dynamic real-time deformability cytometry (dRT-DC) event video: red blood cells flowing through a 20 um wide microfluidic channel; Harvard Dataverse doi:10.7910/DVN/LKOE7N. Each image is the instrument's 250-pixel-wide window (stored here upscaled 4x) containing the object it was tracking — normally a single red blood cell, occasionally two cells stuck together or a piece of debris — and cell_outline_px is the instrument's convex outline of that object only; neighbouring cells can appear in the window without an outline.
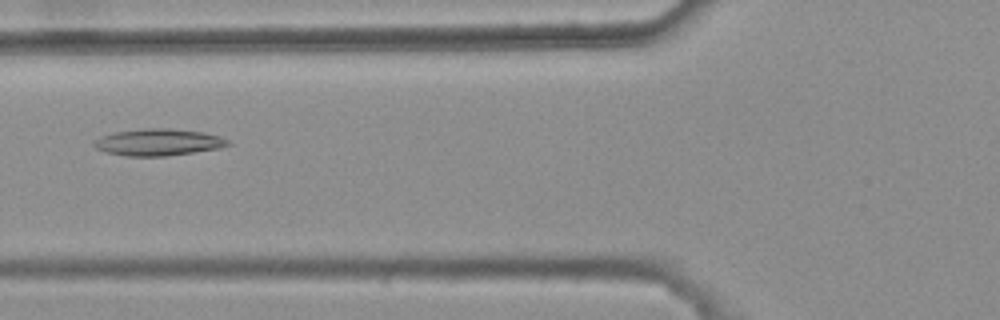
{"species": "common noctule bat (a hibernating species)", "species_latin": "Nyctalus noctula", "temperature_condition": "warm", "stored_images_in_passage": 5, "camera_frame_rate_fps": 3000, "um_per_image_px": 0.085, "animal": {"sex": "female", "body_mass_g": 25.1}, "frame": {"image": 1, "passage_image": 3, "time_ms": 0.667, "image_size_px": [1000, 320], "cell_outline_px": [[232, 144], [220, 148], [164, 156], [128, 156], [108, 152], [96, 148], [92, 144], [100, 136], [112, 132], [144, 128], [168, 128], [204, 132], [220, 136], [228, 140]], "centroid_in_image_um": [13.46, 12.07], "position_along_channel_um": 112.3, "area_um2": 20.87}}
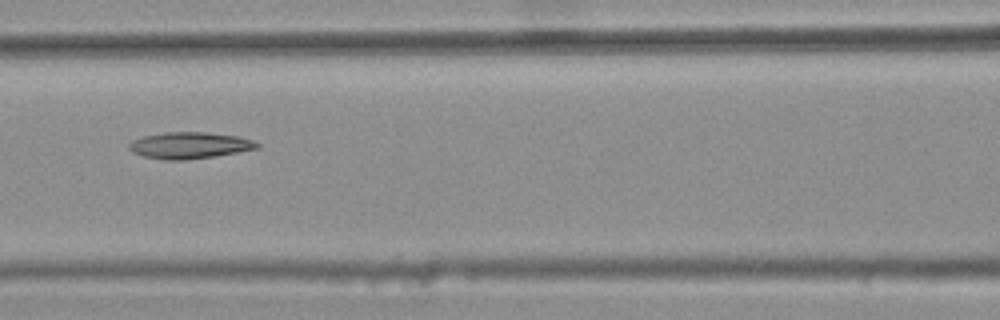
{"frame": {"image": 2, "passage_image": 4, "time_ms": 1.0, "image_size_px": [1000, 320], "cell_outline_px": [[260, 148], [216, 156], [184, 160], [164, 160], [144, 156], [132, 152], [128, 148], [128, 144], [132, 140], [144, 136], [164, 132], [208, 132], [236, 136], [252, 140], [260, 144]], "centroid_in_image_um": [16.1, 12.36], "position_along_channel_um": 150.5, "area_um2": 19.83}}
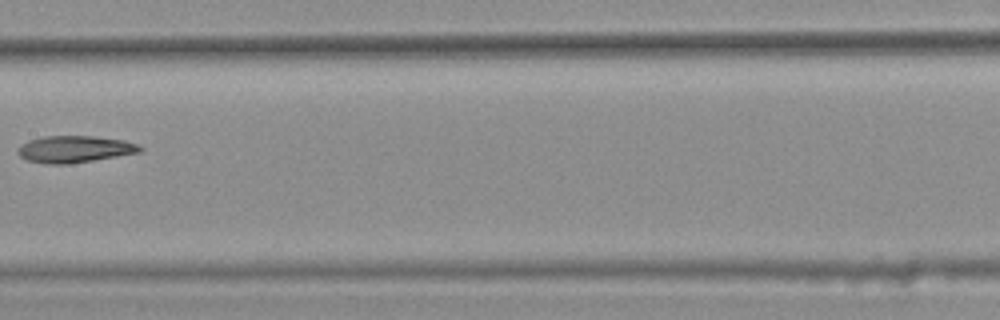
{"frame": {"image": 3, "passage_image": 5, "time_ms": 1.333, "image_size_px": [1000, 320], "cell_outline_px": [[144, 148], [140, 152], [92, 160], [64, 164], [48, 164], [28, 160], [20, 156], [16, 152], [16, 148], [20, 144], [28, 140], [44, 136], [92, 136], [124, 140], [136, 144]], "centroid_in_image_um": [6.29, 12.67], "position_along_channel_um": 201.1, "area_um2": 18.96}}